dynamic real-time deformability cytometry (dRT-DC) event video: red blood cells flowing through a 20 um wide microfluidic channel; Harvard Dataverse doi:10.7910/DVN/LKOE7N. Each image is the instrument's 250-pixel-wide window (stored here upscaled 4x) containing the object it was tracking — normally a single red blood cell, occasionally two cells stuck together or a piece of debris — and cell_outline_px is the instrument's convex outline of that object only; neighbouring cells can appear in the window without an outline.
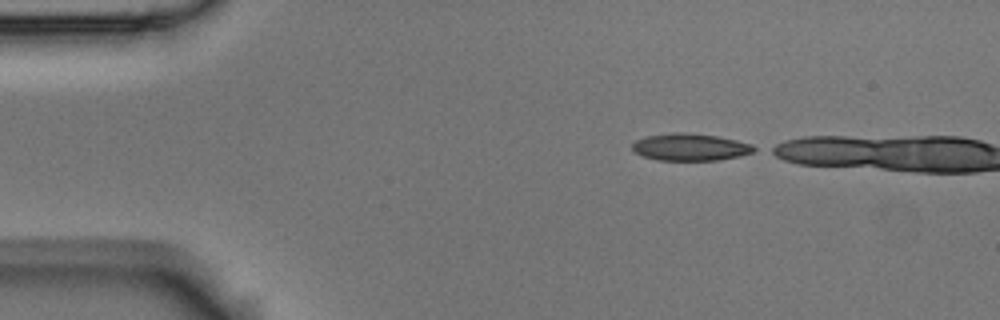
{"species": "Egyptian fruit bat (a non-hibernating species)", "species_latin": "Rousettus aegyptiacus", "temperature_condition": "room temperature", "stored_images_in_passage": 2, "camera_frame_rate_fps": 3000, "um_per_image_px": 0.085, "animal": {"sex": "male"}, "frame": {"image": 1, "passage_image": 1, "time_ms": 0.0, "image_size_px": [1000, 320], "cell_outline_px": [[760, 148], [752, 152], [740, 156], [716, 160], [660, 160], [644, 156], [636, 152], [632, 148], [632, 144], [636, 140], [644, 136], [672, 132], [688, 132], [716, 136], [736, 140], [752, 144]], "centroid_in_image_um": [58.69, 12.49], "position_along_channel_um": 26.3, "area_um2": 19.31}}